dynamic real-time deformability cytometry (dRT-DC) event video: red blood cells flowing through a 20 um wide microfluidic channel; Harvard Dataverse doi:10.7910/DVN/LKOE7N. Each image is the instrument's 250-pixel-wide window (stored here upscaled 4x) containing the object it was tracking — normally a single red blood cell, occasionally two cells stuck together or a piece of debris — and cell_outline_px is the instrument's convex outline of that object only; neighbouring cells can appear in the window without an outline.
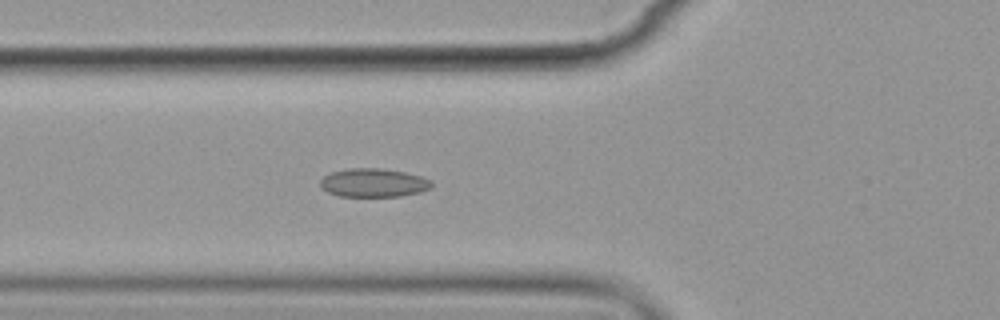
{"species": "common noctule bat (a hibernating species)", "species_latin": "Nyctalus noctula", "temperature_condition": "cold", "stored_images_in_passage": 7, "camera_frame_rate_fps": 3000, "um_per_image_px": 0.085, "animal": {"sex": "female", "body_mass_g": 19.9}, "frame": {"image": 1, "passage_image": 7, "time_ms": 7.0, "image_size_px": [1000, 320], "cell_outline_px": [[432, 188], [420, 192], [400, 196], [340, 196], [328, 192], [320, 188], [320, 180], [324, 176], [332, 172], [348, 168], [380, 168], [404, 172], [420, 176], [432, 180]], "centroid_in_image_um": [31.75, 15.53], "position_along_channel_um": 94.1, "area_um2": 18.55}}